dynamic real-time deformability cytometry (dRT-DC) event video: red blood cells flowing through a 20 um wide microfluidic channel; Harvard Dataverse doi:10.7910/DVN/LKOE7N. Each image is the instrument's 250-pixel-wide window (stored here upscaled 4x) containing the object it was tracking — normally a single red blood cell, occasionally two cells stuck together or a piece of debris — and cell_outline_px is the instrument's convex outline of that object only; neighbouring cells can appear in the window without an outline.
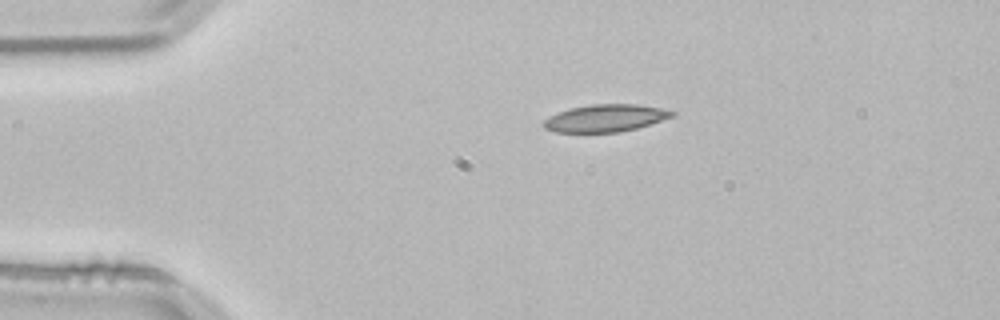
{"species": "common noctule bat (a hibernating species)", "species_latin": "Nyctalus noctula", "temperature_condition": "room temperature", "stored_images_in_passage": 43, "camera_frame_rate_fps": 3000, "um_per_image_px": 0.085, "animal": {"sex": "male", "body_mass_g": 21.5, "forearm_length_mm": 52.0}, "frame": {"image": 1, "passage_image": 1, "time_ms": 0.0, "image_size_px": [1000, 320], "cell_outline_px": [[676, 112], [672, 116], [636, 128], [620, 132], [556, 132], [544, 128], [544, 120], [548, 116], [572, 108], [592, 104], [636, 104], [660, 108]], "centroid_in_image_um": [51.43, 10.04], "position_along_channel_um": 33.6, "area_um2": 20.06}}
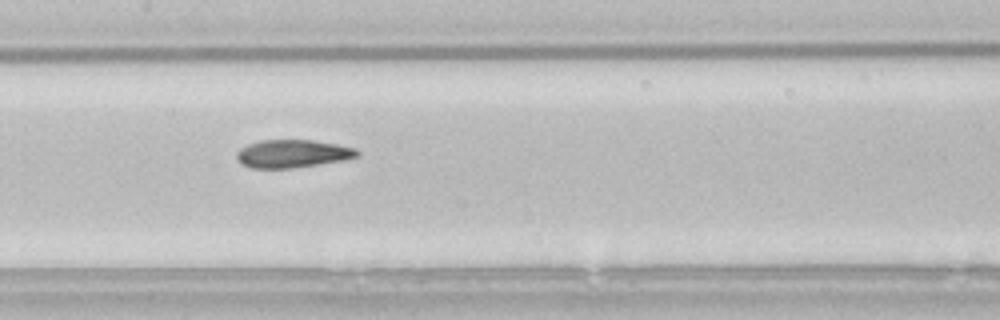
{"frame": {"image": 2, "passage_image": 16, "time_ms": 5.0, "image_size_px": [1000, 320], "cell_outline_px": [[360, 156], [344, 160], [320, 164], [292, 168], [252, 168], [240, 164], [236, 156], [236, 152], [240, 148], [248, 144], [260, 140], [312, 140], [336, 144], [356, 148], [360, 152]], "centroid_in_image_um": [24.87, 13.06], "position_along_channel_um": 182.5, "area_um2": 19.77}}
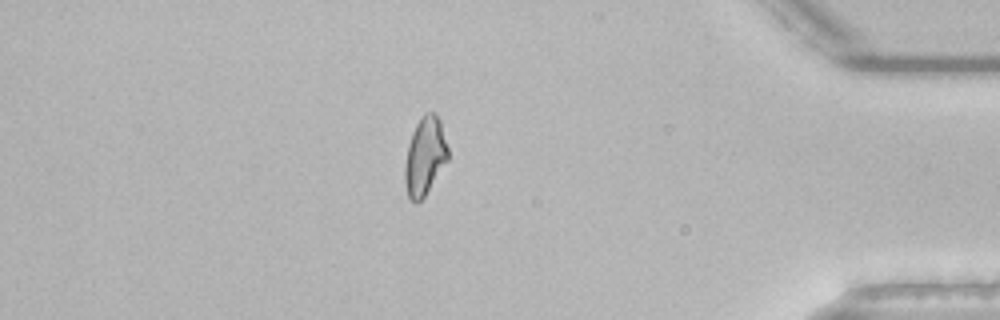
{"frame": {"image": 3, "passage_image": 36, "time_ms": 11.667, "image_size_px": [1000, 320], "cell_outline_px": [[448, 160], [424, 196], [416, 204], [408, 200], [404, 180], [404, 164], [408, 144], [412, 132], [420, 116], [424, 112], [432, 112], [440, 120], [448, 148]], "centroid_in_image_um": [36.09, 13.29], "position_along_channel_um": 399.1, "area_um2": 19.77}, "authors_computed_cell_mechanics": {"area_um2": 19.8832, "velocity_mm_per_s": 3.8255, "shape_relaxation_time_tau1_ms": 9.8846, "shape_relaxation_time_tau2_ms": 2.6622, "deformation_change_tau1": 0.2268, "deformation_change_tau2": 0.0955}}